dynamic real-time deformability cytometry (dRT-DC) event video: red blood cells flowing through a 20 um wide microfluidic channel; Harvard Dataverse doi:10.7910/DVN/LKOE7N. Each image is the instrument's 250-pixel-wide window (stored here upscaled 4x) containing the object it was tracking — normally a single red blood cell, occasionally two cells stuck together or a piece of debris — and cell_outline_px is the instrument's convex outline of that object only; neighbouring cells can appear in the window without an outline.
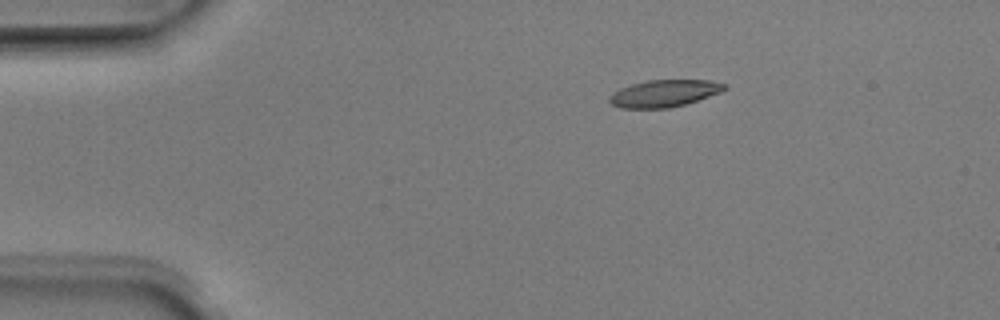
{"species": "Egyptian fruit bat (a non-hibernating species)", "species_latin": "Rousettus aegyptiacus", "temperature_condition": "room temperature", "stored_images_in_passage": 8, "camera_frame_rate_fps": 3000, "um_per_image_px": 0.085, "animal": {"sex": "male"}, "frame": {"image": 1, "passage_image": 2, "time_ms": 0.333, "image_size_px": [1000, 320], "cell_outline_px": [[728, 88], [720, 92], [684, 104], [668, 108], [620, 108], [612, 104], [608, 100], [608, 96], [612, 92], [620, 88], [632, 84], [648, 80], [708, 80], [728, 84]], "centroid_in_image_um": [56.43, 7.93], "position_along_channel_um": 28.6, "area_um2": 18.09}}
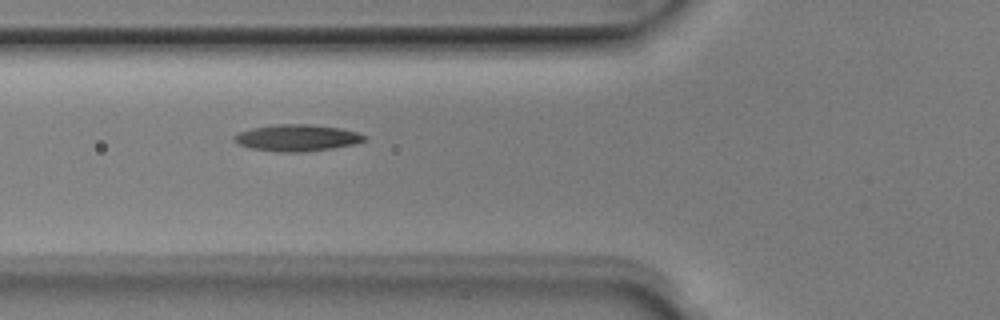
{"frame": {"image": 2, "passage_image": 5, "time_ms": 1.333, "image_size_px": [1000, 320], "cell_outline_px": [[368, 136], [364, 140], [356, 144], [332, 148], [304, 152], [280, 152], [252, 148], [240, 144], [232, 140], [232, 136], [236, 132], [252, 128], [272, 124], [312, 124], [340, 128], [356, 132]], "centroid_in_image_um": [25.22, 11.7], "position_along_channel_um": 100.6, "area_um2": 20.35}}
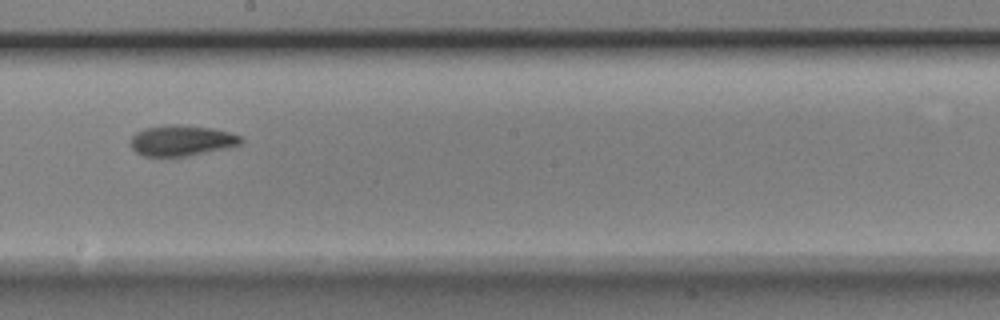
{"frame": {"image": 3, "passage_image": 8, "time_ms": 2.333, "image_size_px": [1000, 320], "cell_outline_px": [[244, 140], [240, 144], [224, 148], [188, 156], [144, 156], [136, 152], [128, 144], [128, 140], [136, 132], [144, 128], [168, 124], [176, 124], [212, 128], [244, 136]], "centroid_in_image_um": [15.4, 11.94], "position_along_channel_um": 232.8, "area_um2": 19.88}}